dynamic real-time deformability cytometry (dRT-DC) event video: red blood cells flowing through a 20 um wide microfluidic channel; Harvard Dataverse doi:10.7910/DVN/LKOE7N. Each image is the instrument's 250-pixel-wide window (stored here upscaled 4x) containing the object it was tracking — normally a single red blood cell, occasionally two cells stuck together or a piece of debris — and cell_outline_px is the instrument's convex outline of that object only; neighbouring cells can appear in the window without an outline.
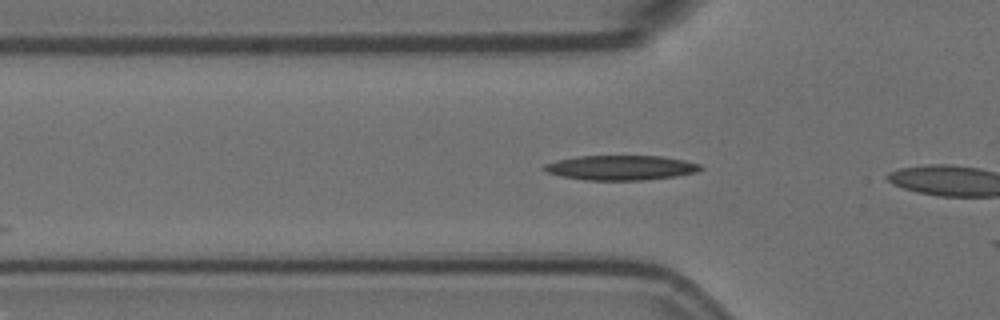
{"species": "Egyptian fruit bat (a non-hibernating species)", "species_latin": "Rousettus aegyptiacus", "temperature_condition": "room temperature", "stored_images_in_passage": 4, "camera_frame_rate_fps": 3000, "um_per_image_px": 0.085, "animal": {"sex": "female"}, "frame": {"image": 1, "passage_image": 4, "time_ms": 1.0, "image_size_px": [1000, 320], "cell_outline_px": [[704, 168], [696, 172], [676, 176], [644, 180], [584, 180], [560, 176], [548, 172], [544, 168], [544, 164], [556, 160], [576, 156], [660, 156], [684, 160], [700, 164]], "centroid_in_image_um": [52.77, 14.25], "position_along_channel_um": 73.0, "area_um2": 22.54}}